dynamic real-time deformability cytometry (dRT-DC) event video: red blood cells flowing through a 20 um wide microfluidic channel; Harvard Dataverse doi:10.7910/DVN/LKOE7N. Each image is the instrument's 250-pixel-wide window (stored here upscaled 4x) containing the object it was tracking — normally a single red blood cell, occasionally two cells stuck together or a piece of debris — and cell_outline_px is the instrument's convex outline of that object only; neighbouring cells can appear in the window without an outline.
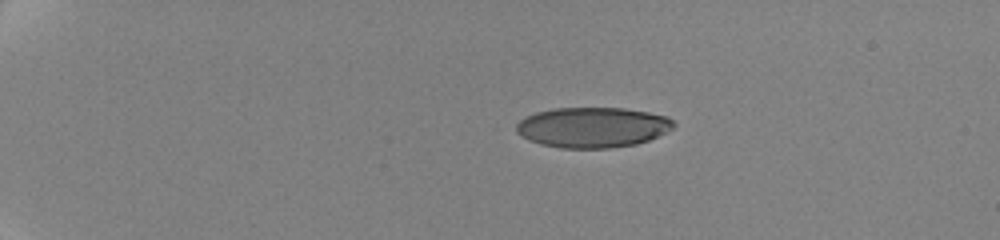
{"species": "human", "species_latin": "Homo sapiens", "temperature_condition": "cold", "stored_images_in_passage": 25, "camera_frame_rate_fps": 3000, "um_per_image_px": 0.085, "donor": {"sex": "female"}, "frame": {"image": 1, "passage_image": 1, "time_ms": 0.0, "image_size_px": [1000, 240], "cell_outline_px": [[676, 124], [672, 128], [648, 140], [636, 144], [612, 148], [560, 148], [540, 144], [516, 132], [516, 124], [520, 120], [536, 112], [552, 108], [624, 108], [648, 112], [668, 116]], "centroid_in_image_um": [50.38, 10.82], "position_along_channel_um": 34.6, "area_um2": 36.82}}
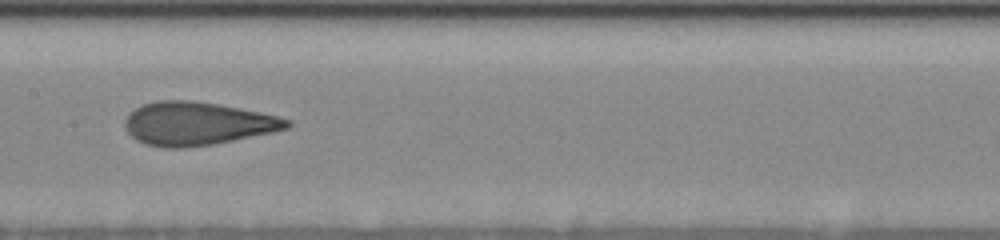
{"frame": {"image": 2, "passage_image": 14, "time_ms": 7.0, "image_size_px": [1000, 240], "cell_outline_px": [[292, 124], [288, 128], [272, 132], [212, 144], [184, 148], [164, 148], [144, 144], [136, 140], [128, 132], [124, 124], [124, 120], [136, 108], [144, 104], [160, 100], [192, 100], [216, 104], [276, 116], [292, 120]], "centroid_in_image_um": [16.73, 10.52], "position_along_channel_um": 190.7, "area_um2": 40.34}}
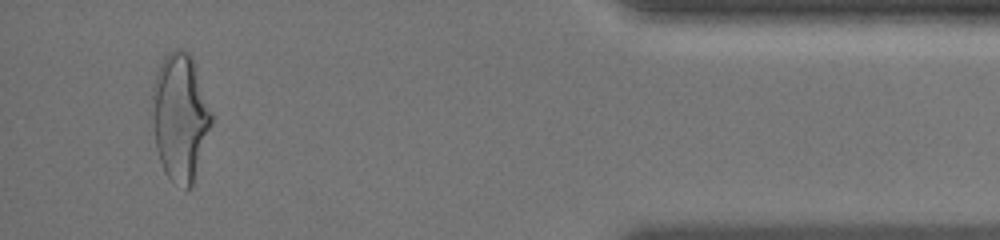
{"frame": {"image": 3, "passage_image": 24, "time_ms": 14.667, "image_size_px": [1000, 240], "cell_outline_px": [[212, 124], [192, 184], [188, 188], [172, 180], [164, 172], [156, 148], [152, 116], [152, 84], [156, 72], [164, 56], [168, 52], [176, 48], [188, 52], [192, 56], [196, 64], [212, 112]], "centroid_in_image_um": [15.31, 9.87], "position_along_channel_um": 419.9, "area_um2": 43.93}, "authors_computed_cell_mechanics": {"area_um2": 40.1132, "velocity_mm_per_s": 3.5555, "shape_relaxation_time_tau1_ms": 7.1561, "shape_relaxation_time_tau2_ms": 1.031, "deformation_change_tau1": 0.2111, "deformation_change_tau2": 0.0824}}